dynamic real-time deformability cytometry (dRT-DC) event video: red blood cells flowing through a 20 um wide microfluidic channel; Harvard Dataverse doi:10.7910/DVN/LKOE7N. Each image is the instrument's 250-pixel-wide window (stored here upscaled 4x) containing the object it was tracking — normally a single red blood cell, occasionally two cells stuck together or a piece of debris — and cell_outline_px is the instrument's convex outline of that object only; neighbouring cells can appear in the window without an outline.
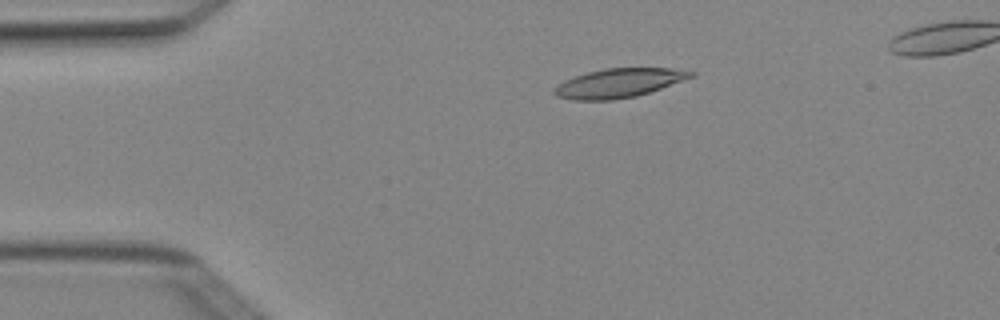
{"species": "Egyptian fruit bat (a non-hibernating species)", "species_latin": "Rousettus aegyptiacus", "temperature_condition": "cold", "stored_images_in_passage": 4, "camera_frame_rate_fps": 3000, "um_per_image_px": 0.085, "animal": {"sex": "female"}, "frame": {"image": 1, "passage_image": 2, "time_ms": 0.333, "image_size_px": [1000, 320], "cell_outline_px": [[696, 76], [636, 96], [612, 100], [572, 100], [556, 96], [552, 92], [552, 88], [564, 80], [588, 72], [604, 68], [672, 68], [696, 72]], "centroid_in_image_um": [52.58, 7.06], "position_along_channel_um": 32.4, "area_um2": 23.12}}